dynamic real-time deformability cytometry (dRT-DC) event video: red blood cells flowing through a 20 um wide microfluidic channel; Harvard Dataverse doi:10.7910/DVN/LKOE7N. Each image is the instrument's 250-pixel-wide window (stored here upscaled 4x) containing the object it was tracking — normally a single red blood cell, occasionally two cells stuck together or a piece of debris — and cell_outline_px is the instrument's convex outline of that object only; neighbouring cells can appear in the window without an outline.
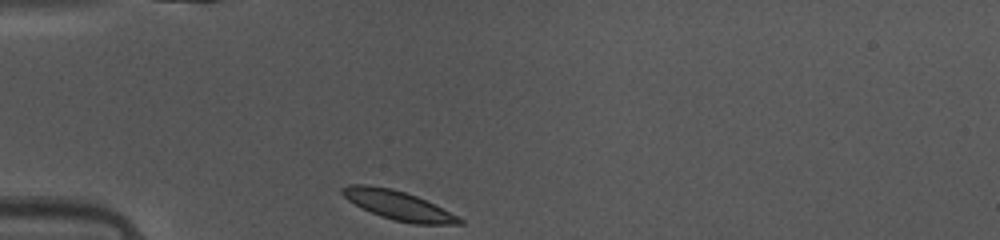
{"species": "common noctule bat (a hibernating species)", "species_latin": "Nyctalus noctula", "temperature_condition": "warm", "stored_images_in_passage": 36, "camera_frame_rate_fps": 3000, "um_per_image_px": 0.085, "animal": {"sex": "female", "body_mass_g": 10.0, "forearm_length_mm": 53.1}, "frame": {"image": 1, "passage_image": 1, "time_ms": 0.0, "image_size_px": [1000, 240], "cell_outline_px": [[464, 224], [416, 224], [392, 220], [380, 216], [348, 200], [340, 192], [340, 188], [348, 184], [364, 184], [392, 188], [416, 196], [464, 220]], "centroid_in_image_um": [33.79, 17.44], "position_along_channel_um": 51.2, "area_um2": 19.42}}
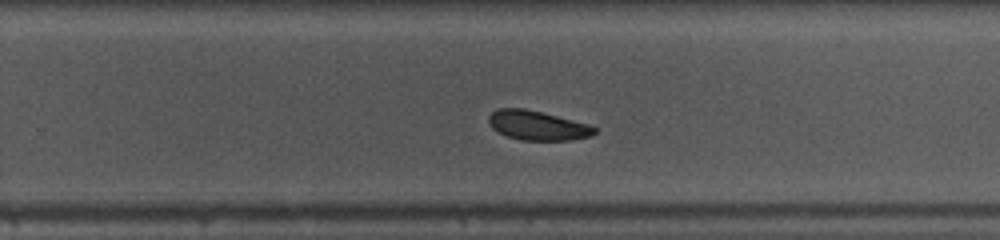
{"frame": {"image": 2, "passage_image": 19, "time_ms": 6.0, "image_size_px": [1000, 240], "cell_outline_px": [[596, 132], [592, 136], [572, 140], [520, 140], [508, 136], [492, 128], [488, 124], [488, 116], [496, 108], [524, 108], [588, 124], [596, 128]], "centroid_in_image_um": [45.66, 10.66], "position_along_channel_um": 284.1, "area_um2": 18.03}}
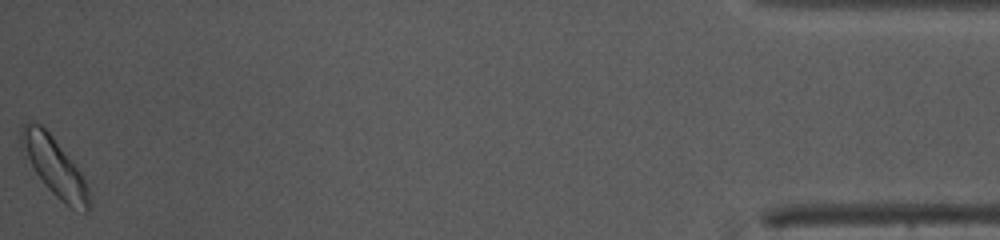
{"frame": {"image": 3, "passage_image": 36, "time_ms": 11.667, "image_size_px": [1000, 240], "cell_outline_px": [[88, 212], [84, 212], [72, 208], [64, 204], [44, 184], [20, 148], [20, 132], [24, 124], [28, 120], [32, 120], [40, 124], [52, 136], [80, 172], [88, 188]], "centroid_in_image_um": [4.58, 14.13], "position_along_channel_um": 430.6, "area_um2": 22.48}, "authors_computed_cell_mechanics": {"area_um2": 19.4208, "velocity_mm_per_s": 4.1151, "shape_relaxation_time_tau1_ms": 1.633, "shape_relaxation_time_tau2_ms": null, "deformation_change_tau1": 0.0776, "deformation_change_tau2": null}}